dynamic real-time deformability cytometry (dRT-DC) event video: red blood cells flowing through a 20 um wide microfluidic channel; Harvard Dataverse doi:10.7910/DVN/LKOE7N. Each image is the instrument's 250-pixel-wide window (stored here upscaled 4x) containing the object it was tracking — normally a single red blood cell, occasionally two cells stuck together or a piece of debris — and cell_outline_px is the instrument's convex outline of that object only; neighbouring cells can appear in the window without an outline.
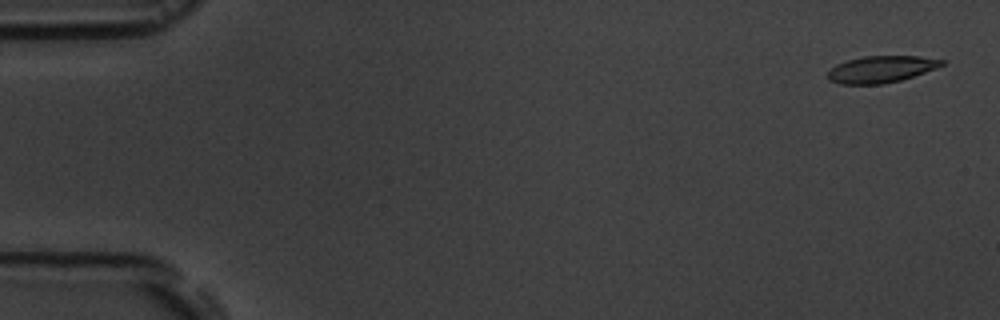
{"species": "common noctule bat (a hibernating species)", "species_latin": "Nyctalus noctula", "temperature_condition": "room temperature", "stored_images_in_passage": 5, "camera_frame_rate_fps": 3000, "um_per_image_px": 0.085, "animal": {"sex": "male", "body_mass_g": 19.5, "forearm_length_mm": 54.6}, "frame": {"image": 1, "passage_image": 1, "time_ms": 0.0, "image_size_px": [1000, 320], "cell_outline_px": [[944, 64], [936, 68], [900, 80], [884, 84], [840, 84], [828, 80], [828, 72], [836, 64], [848, 60], [864, 56], [920, 56], [944, 60]], "centroid_in_image_um": [74.87, 5.88], "position_along_channel_um": 10.1, "area_um2": 17.63}}
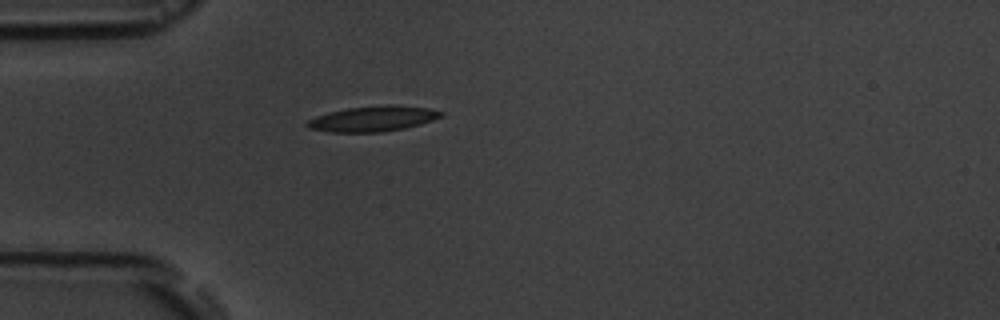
{"frame": {"image": 2, "passage_image": 5, "time_ms": 4.667, "image_size_px": [1000, 320], "cell_outline_px": [[444, 116], [420, 124], [404, 128], [380, 132], [328, 132], [308, 128], [304, 124], [308, 120], [316, 116], [328, 112], [348, 108], [428, 108], [444, 112]], "centroid_in_image_um": [31.6, 10.15], "position_along_channel_um": 53.4, "area_um2": 18.67}}